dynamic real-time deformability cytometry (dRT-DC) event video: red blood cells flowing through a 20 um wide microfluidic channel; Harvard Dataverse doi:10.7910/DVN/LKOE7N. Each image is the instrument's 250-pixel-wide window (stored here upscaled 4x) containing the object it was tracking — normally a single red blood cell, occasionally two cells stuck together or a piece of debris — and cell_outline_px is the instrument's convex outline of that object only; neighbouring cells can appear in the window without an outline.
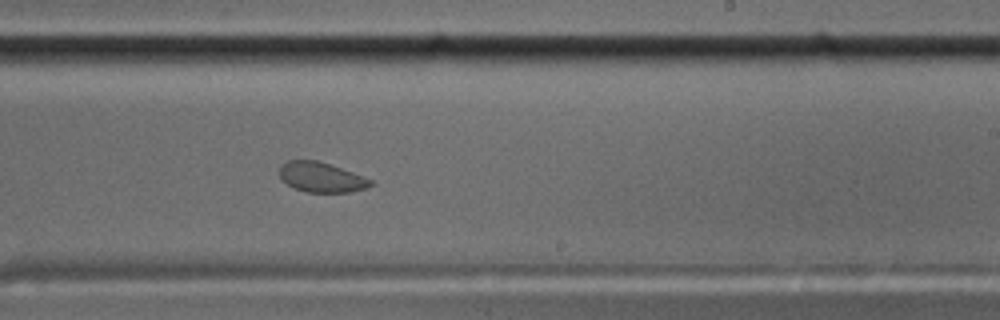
{"species": "common noctule bat (a hibernating species)", "species_latin": "Nyctalus noctula", "temperature_condition": "cold", "stored_images_in_passage": 55, "segment_of_instrument_passage": [1, 2], "camera_frame_rate_fps": 3000, "um_per_image_px": 0.085, "animal": {"sex": "male", "body_mass_g": 17.5, "forearm_length_mm": 52.3}, "frame": {"image": 1, "passage_image": 32, "time_ms": 10.333, "image_size_px": [1000, 320], "cell_outline_px": [[372, 184], [368, 188], [348, 192], [308, 192], [296, 188], [280, 180], [280, 168], [288, 160], [316, 160], [352, 172], [372, 180]], "centroid_in_image_um": [27.31, 15.07], "position_along_channel_um": 261.7, "area_um2": 15.61}}